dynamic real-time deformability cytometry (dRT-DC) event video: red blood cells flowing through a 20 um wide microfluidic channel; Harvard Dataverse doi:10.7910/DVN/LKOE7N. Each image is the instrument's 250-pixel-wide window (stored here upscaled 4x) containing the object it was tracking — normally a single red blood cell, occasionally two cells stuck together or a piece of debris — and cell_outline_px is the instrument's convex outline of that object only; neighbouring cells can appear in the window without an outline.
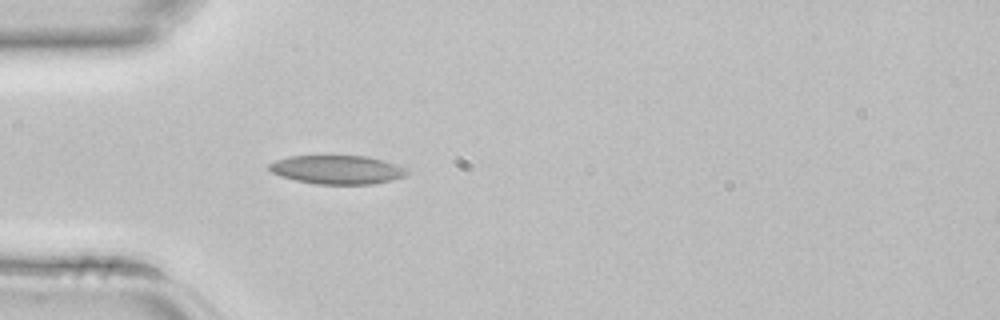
{"species": "common noctule bat (a hibernating species)", "species_latin": "Nyctalus noctula", "temperature_condition": "room temperature", "stored_images_in_passage": 2, "segment_of_instrument_passage": [1, 2], "camera_frame_rate_fps": 3000, "um_per_image_px": 0.085, "animal": {"sex": "female", "body_mass_g": 22.7, "forearm_length_mm": 54.2}, "frame": {"image": 1, "passage_image": 1, "time_ms": 0.0, "image_size_px": [1000, 320], "cell_outline_px": [[408, 176], [392, 180], [372, 184], [316, 184], [296, 180], [280, 176], [272, 172], [268, 168], [268, 164], [276, 160], [288, 156], [368, 156], [384, 160], [396, 164], [404, 168], [408, 172]], "centroid_in_image_um": [28.67, 14.42], "position_along_channel_um": 56.3, "area_um2": 23.12}}